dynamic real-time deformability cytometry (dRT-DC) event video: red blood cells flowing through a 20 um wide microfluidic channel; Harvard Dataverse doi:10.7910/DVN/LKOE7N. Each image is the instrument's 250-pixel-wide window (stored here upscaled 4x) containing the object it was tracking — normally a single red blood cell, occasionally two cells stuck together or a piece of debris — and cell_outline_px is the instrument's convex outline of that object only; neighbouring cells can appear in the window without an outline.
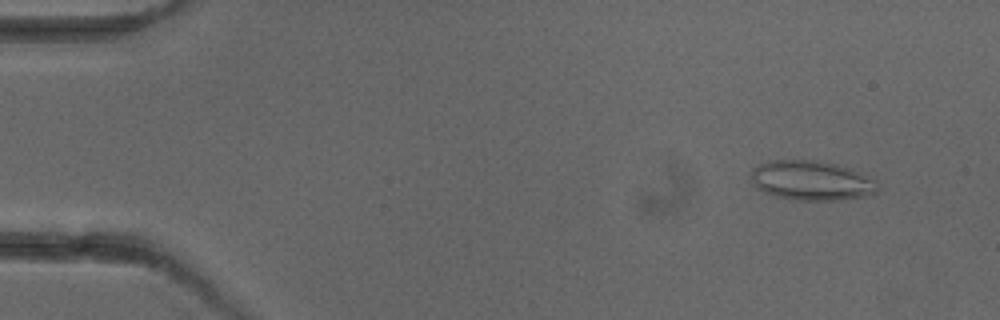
{"species": "common noctule bat (a hibernating species)", "species_latin": "Nyctalus noctula", "temperature_condition": "cold", "stored_images_in_passage": 4, "camera_frame_rate_fps": 3000, "um_per_image_px": 0.085, "animal": {"sex": "female"}, "frame": {"image": 1, "passage_image": 2, "time_ms": 1.333, "image_size_px": [1000, 320], "cell_outline_px": [[876, 192], [864, 196], [840, 200], [792, 200], [772, 196], [756, 188], [752, 180], [752, 168], [768, 160], [816, 160], [836, 164], [852, 168], [876, 180]], "centroid_in_image_um": [68.95, 15.34], "position_along_channel_um": 16.1, "area_um2": 29.42}}